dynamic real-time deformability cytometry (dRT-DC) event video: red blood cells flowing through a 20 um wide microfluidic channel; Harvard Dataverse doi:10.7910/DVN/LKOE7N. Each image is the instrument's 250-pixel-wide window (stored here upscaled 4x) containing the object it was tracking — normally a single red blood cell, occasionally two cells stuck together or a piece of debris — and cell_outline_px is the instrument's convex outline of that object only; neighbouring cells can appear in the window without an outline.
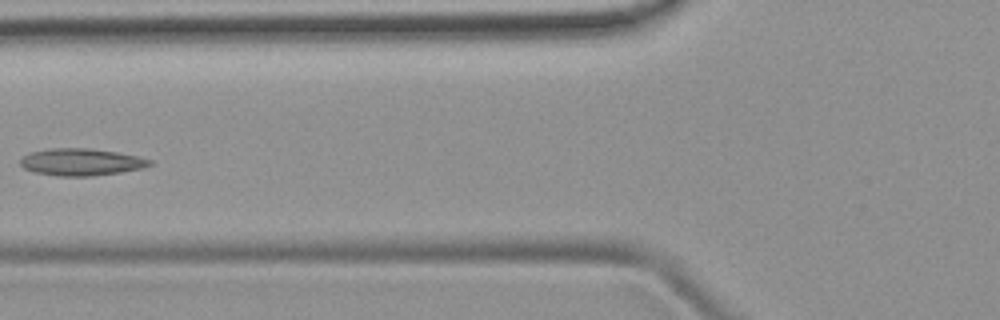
{"species": "common noctule bat (a hibernating species)", "species_latin": "Nyctalus noctula", "temperature_condition": "room temperature", "stored_images_in_passage": 4, "camera_frame_rate_fps": 3000, "um_per_image_px": 0.085, "animal": {"sex": "female", "body_mass_g": 19.9}, "frame": {"image": 1, "passage_image": 3, "time_ms": 2.333, "image_size_px": [1000, 320], "cell_outline_px": [[152, 164], [144, 168], [120, 172], [92, 176], [56, 176], [36, 172], [24, 168], [20, 164], [20, 160], [28, 152], [48, 148], [92, 148], [140, 156], [152, 160]], "centroid_in_image_um": [6.91, 13.76], "position_along_channel_um": 118.9, "area_um2": 20.58}}
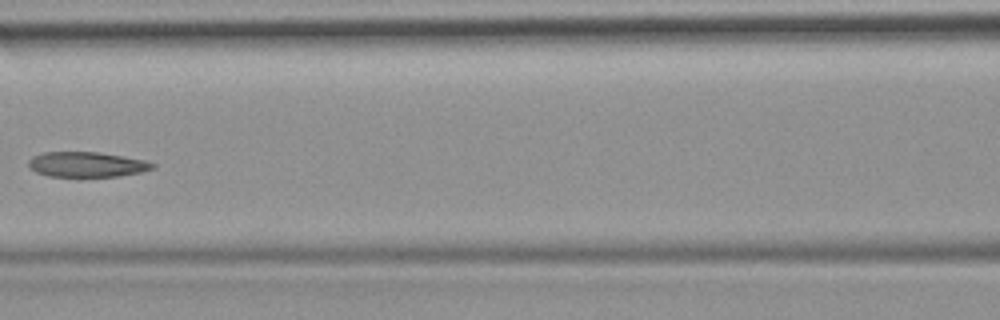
{"frame": {"image": 2, "passage_image": 4, "time_ms": 3.333, "image_size_px": [1000, 320], "cell_outline_px": [[156, 168], [140, 172], [116, 176], [48, 176], [36, 172], [28, 168], [28, 160], [32, 156], [44, 152], [96, 152], [124, 156], [144, 160], [156, 164]], "centroid_in_image_um": [7.35, 13.97], "position_along_channel_um": 159.2, "area_um2": 18.15}}